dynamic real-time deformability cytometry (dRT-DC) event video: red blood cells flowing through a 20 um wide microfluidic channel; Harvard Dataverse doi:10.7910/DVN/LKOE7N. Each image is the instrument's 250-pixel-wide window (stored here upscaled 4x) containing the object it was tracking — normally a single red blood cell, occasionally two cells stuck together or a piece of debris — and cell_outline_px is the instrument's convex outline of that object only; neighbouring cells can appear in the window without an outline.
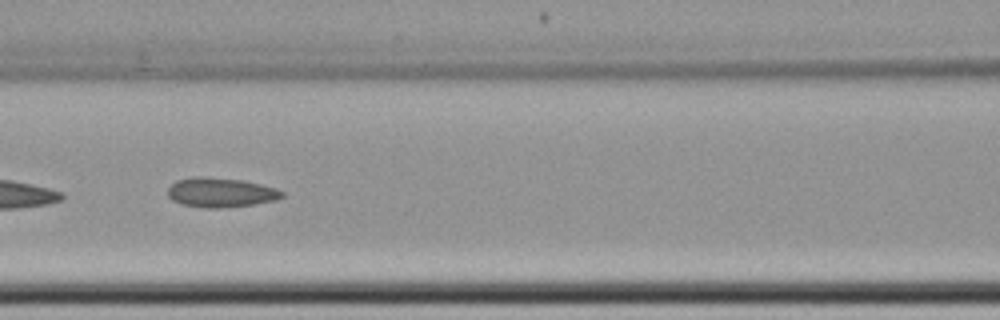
{"species": "common noctule bat (a hibernating species)", "species_latin": "Nyctalus noctula", "temperature_condition": "cold", "stored_images_in_passage": 8, "camera_frame_rate_fps": 3000, "um_per_image_px": 0.085, "animal": {"sex": "female", "body_mass_g": 22.7, "forearm_length_mm": 54.2}, "frame": {"image": 1, "passage_image": 8, "time_ms": 8.333, "image_size_px": [1000, 320], "cell_outline_px": [[284, 196], [276, 200], [252, 204], [216, 208], [208, 208], [180, 204], [172, 200], [168, 196], [168, 188], [176, 180], [192, 176], [208, 176], [240, 180], [260, 184], [276, 188], [284, 192]], "centroid_in_image_um": [18.73, 16.34], "position_along_channel_um": 147.9, "area_um2": 19.65}}